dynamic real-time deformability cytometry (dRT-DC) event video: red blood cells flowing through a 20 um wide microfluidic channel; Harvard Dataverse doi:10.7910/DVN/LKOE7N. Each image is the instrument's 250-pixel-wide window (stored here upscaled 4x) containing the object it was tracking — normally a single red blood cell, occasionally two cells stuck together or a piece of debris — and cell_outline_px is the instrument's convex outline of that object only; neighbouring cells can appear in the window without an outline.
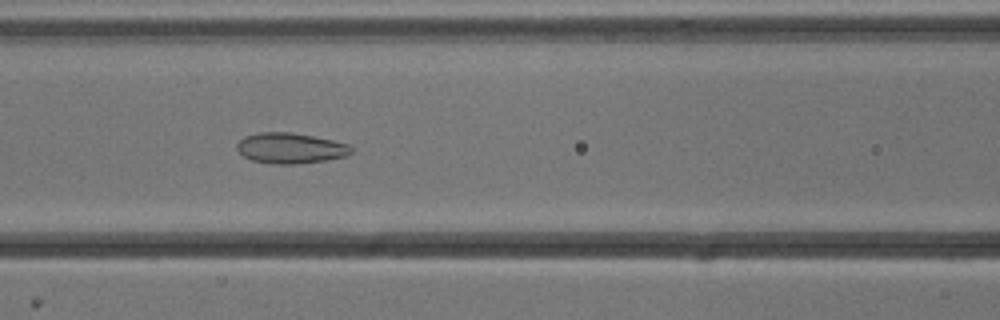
{"species": "common noctule bat (a hibernating species)", "species_latin": "Nyctalus noctula", "temperature_condition": "cold", "stored_images_in_passage": 49, "camera_frame_rate_fps": 3000, "um_per_image_px": 0.085, "animal": {"sex": "male", "body_mass_g": 13.3}, "frame": {"image": 1, "passage_image": 18, "time_ms": 5.667, "image_size_px": [1000, 320], "cell_outline_px": [[352, 152], [348, 156], [300, 164], [272, 164], [252, 160], [244, 156], [236, 148], [236, 144], [244, 136], [260, 132], [292, 132], [332, 140], [348, 144], [352, 148]], "centroid_in_image_um": [24.68, 12.59], "position_along_channel_um": 141.9, "area_um2": 20.4}}
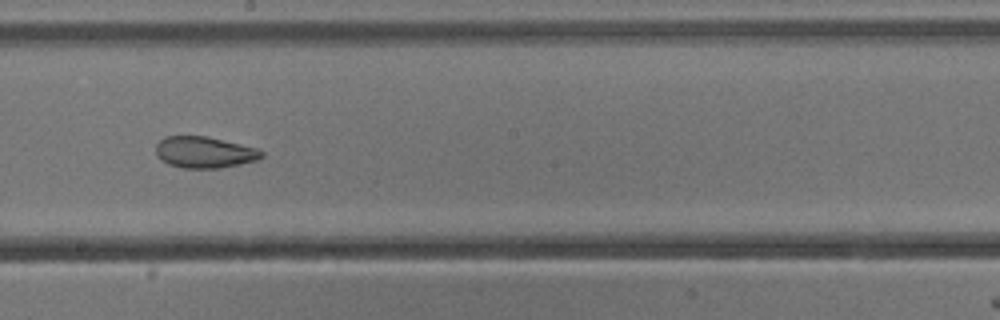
{"frame": {"image": 2, "passage_image": 25, "time_ms": 8.0, "image_size_px": [1000, 320], "cell_outline_px": [[264, 156], [256, 160], [240, 164], [220, 168], [184, 168], [168, 164], [156, 156], [156, 144], [164, 136], [208, 136], [256, 148], [264, 152]], "centroid_in_image_um": [17.36, 12.94], "position_along_channel_um": 230.8, "area_um2": 19.36}}
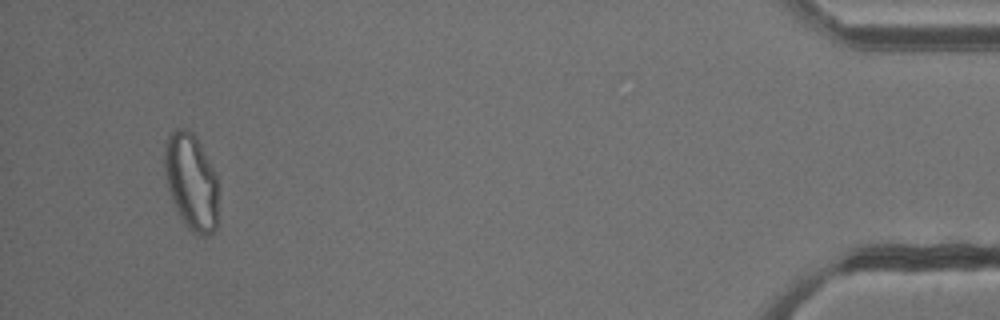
{"frame": {"image": 3, "passage_image": 46, "time_ms": 15.0, "image_size_px": [1000, 320], "cell_outline_px": [[216, 228], [208, 236], [204, 236], [192, 232], [188, 228], [180, 216], [168, 192], [164, 176], [164, 152], [168, 136], [176, 128], [184, 128], [192, 132], [196, 136], [216, 176]], "centroid_in_image_um": [16.21, 15.43], "position_along_channel_um": 419.0, "area_um2": 29.88}, "authors_computed_cell_mechanics": {"area_um2": 25.3742, "velocity_mm_per_s": 3.8202, "shape_relaxation_time_tau1_ms": null, "shape_relaxation_time_tau2_ms": 2.0293, "deformation_change_tau1": null, "deformation_change_tau2": 0.0823}}